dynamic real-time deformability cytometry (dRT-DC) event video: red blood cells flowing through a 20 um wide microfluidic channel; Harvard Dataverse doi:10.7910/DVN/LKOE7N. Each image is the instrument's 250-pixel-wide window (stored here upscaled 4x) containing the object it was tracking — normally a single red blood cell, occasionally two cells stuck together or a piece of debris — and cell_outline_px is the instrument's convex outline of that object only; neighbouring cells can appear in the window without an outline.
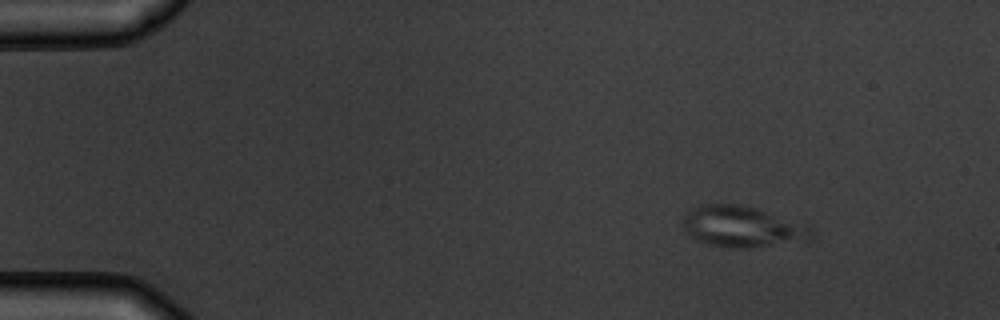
{"species": "common noctule bat (a hibernating species)", "species_latin": "Nyctalus noctula", "temperature_condition": "warm", "stored_images_in_passage": 5, "camera_frame_rate_fps": 3000, "um_per_image_px": 0.085, "animal": {"sex": "male", "body_mass_g": 19.5, "forearm_length_mm": 54.6}, "frame": {"image": 1, "passage_image": 1, "time_ms": 0.0, "image_size_px": [1000, 320], "cell_outline_px": [[812, 240], [752, 248], [728, 248], [708, 244], [696, 240], [688, 236], [684, 228], [684, 212], [700, 204], [740, 204], [756, 208], [808, 228], [812, 232]], "centroid_in_image_um": [62.99, 19.29], "position_along_channel_um": 22.0, "area_um2": 30.4}}